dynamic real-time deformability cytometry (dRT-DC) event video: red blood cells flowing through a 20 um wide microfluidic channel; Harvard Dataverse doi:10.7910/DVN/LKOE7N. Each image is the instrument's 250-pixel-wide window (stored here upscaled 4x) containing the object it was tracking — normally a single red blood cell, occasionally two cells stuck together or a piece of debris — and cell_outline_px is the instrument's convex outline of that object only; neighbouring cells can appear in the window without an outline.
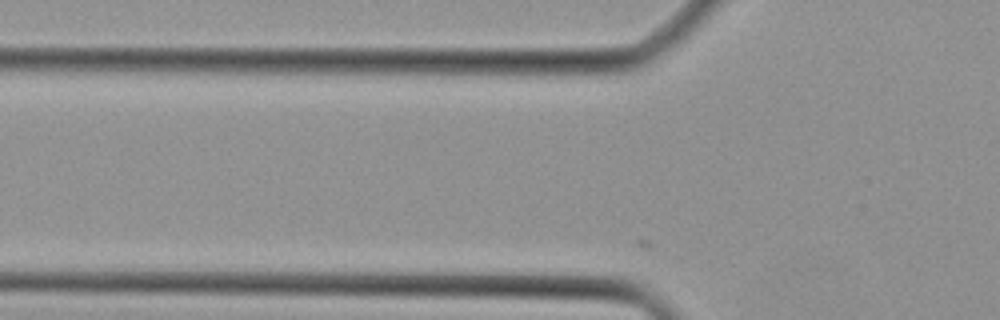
{"species": "Egyptian fruit bat (a non-hibernating species)", "species_latin": "Rousettus aegyptiacus", "temperature_condition": "cold", "stored_images_in_passage": 5, "camera_frame_rate_fps": 3000, "um_per_image_px": 0.085, "animal": {"sex": "female"}, "frame": {"image": 1, "passage_image": 2, "time_ms": 0.333, "image_size_px": [1000, 320], "cell_outline_px": [[596, 276], [584, 288], [452, 284], [444, 276], [444, 272], [452, 272]], "centroid_in_image_um": [44.09, 23.78], "position_along_channel_um": 81.7, "area_um2": 12.6}}